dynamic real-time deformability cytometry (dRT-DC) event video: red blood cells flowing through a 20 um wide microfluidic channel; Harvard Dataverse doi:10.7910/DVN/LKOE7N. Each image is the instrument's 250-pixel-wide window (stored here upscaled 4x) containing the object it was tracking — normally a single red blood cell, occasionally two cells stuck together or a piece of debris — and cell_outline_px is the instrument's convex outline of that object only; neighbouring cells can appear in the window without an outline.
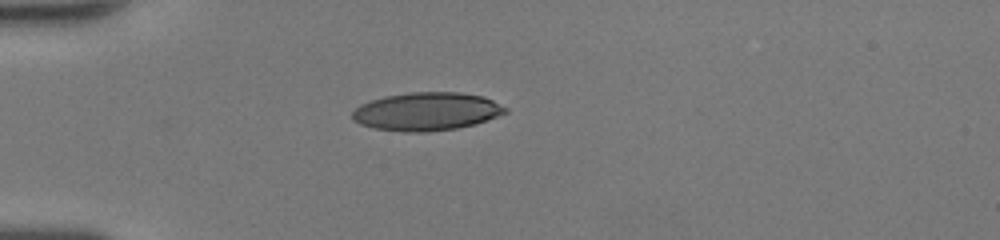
{"species": "human", "species_latin": "Homo sapiens", "temperature_condition": "room temperature", "stored_images_in_passage": 35, "camera_frame_rate_fps": 3000, "um_per_image_px": 0.085, "donor": {"sex": "female"}, "frame": {"image": 1, "passage_image": 1, "time_ms": 0.0, "image_size_px": [1000, 240], "cell_outline_px": [[508, 112], [472, 124], [456, 128], [428, 132], [404, 132], [372, 128], [360, 124], [352, 120], [352, 112], [360, 104], [384, 96], [412, 92], [460, 92], [484, 96], [508, 108]], "centroid_in_image_um": [36.23, 9.47], "position_along_channel_um": 48.8, "area_um2": 33.99}}
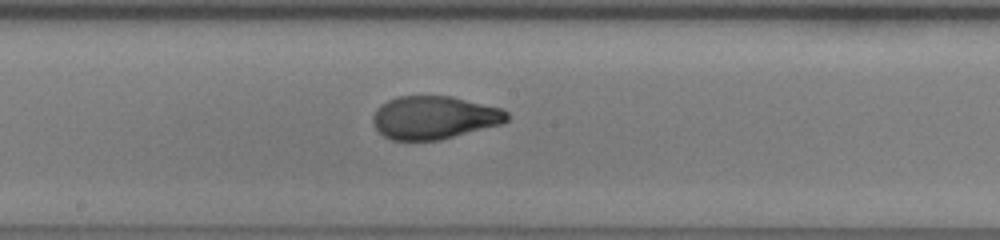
{"frame": {"image": 2, "passage_image": 14, "time_ms": 4.333, "image_size_px": [1000, 240], "cell_outline_px": [[508, 120], [504, 124], [440, 140], [392, 140], [384, 136], [372, 124], [372, 116], [388, 100], [400, 96], [452, 96], [504, 108], [508, 112]], "centroid_in_image_um": [36.97, 10.0], "position_along_channel_um": 211.2, "area_um2": 33.81}}
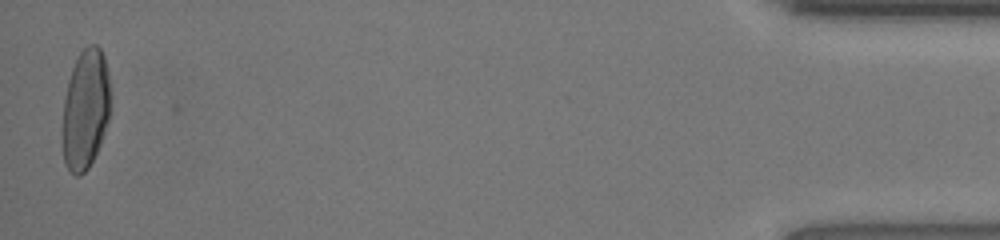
{"frame": {"image": 3, "passage_image": 35, "time_ms": 11.333, "image_size_px": [1000, 240], "cell_outline_px": [[108, 120], [100, 144], [88, 168], [80, 176], [76, 176], [64, 164], [64, 96], [68, 80], [72, 68], [80, 52], [88, 44], [96, 44], [100, 48], [104, 56], [108, 76]], "centroid_in_image_um": [7.26, 9.27], "position_along_channel_um": 427.9, "area_um2": 32.71}, "authors_computed_cell_mechanics": {"area_um2": 34.0442, "velocity_mm_per_s": 4.317, "shape_relaxation_time_tau1_ms": 5.0031, "shape_relaxation_time_tau2_ms": 0.7305, "deformation_change_tau1": 0.2401, "deformation_change_tau2": 0.0523}}